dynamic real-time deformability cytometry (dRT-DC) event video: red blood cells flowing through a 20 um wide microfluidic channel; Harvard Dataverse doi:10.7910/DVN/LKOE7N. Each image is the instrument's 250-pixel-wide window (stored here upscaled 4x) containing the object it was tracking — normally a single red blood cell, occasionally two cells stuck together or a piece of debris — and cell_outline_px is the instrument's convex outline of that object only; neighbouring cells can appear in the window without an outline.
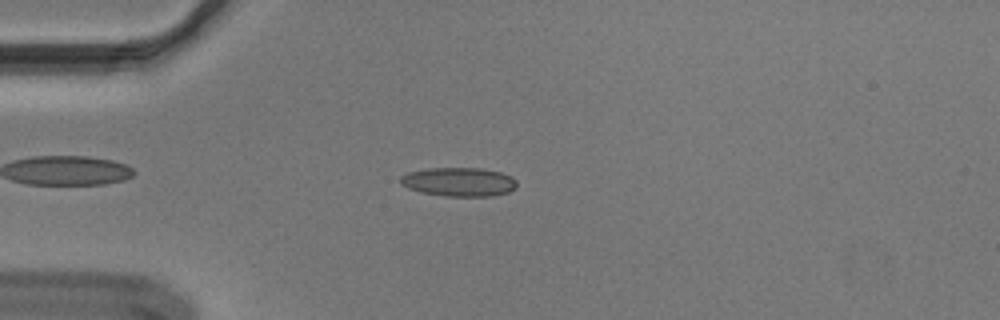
{"species": "Egyptian fruit bat (a non-hibernating species)", "species_latin": "Rousettus aegyptiacus", "temperature_condition": "cold", "stored_images_in_passage": 49, "segment_of_instrument_passage": [1, 2], "camera_frame_rate_fps": 3000, "um_per_image_px": 0.085, "animal": {"sex": "male"}, "frame": {"image": 1, "passage_image": 9, "time_ms": 2.667, "image_size_px": [1000, 320], "cell_outline_px": [[516, 188], [508, 192], [492, 196], [444, 196], [420, 192], [408, 188], [400, 184], [400, 176], [408, 172], [428, 168], [480, 168], [500, 172], [512, 176], [516, 180]], "centroid_in_image_um": [39.0, 15.46], "position_along_channel_um": 46.0, "area_um2": 19.71}}
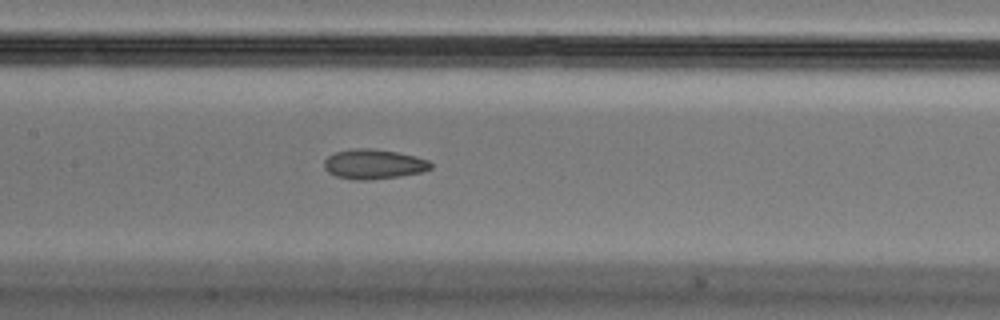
{"frame": {"image": 2, "passage_image": 21, "time_ms": 6.667, "image_size_px": [1000, 320], "cell_outline_px": [[432, 168], [420, 172], [400, 176], [368, 180], [356, 180], [336, 176], [328, 172], [324, 168], [324, 160], [328, 156], [336, 152], [352, 148], [372, 148], [396, 152], [416, 156], [428, 160], [432, 164]], "centroid_in_image_um": [31.75, 13.94], "position_along_channel_um": 175.7, "area_um2": 18.5}}
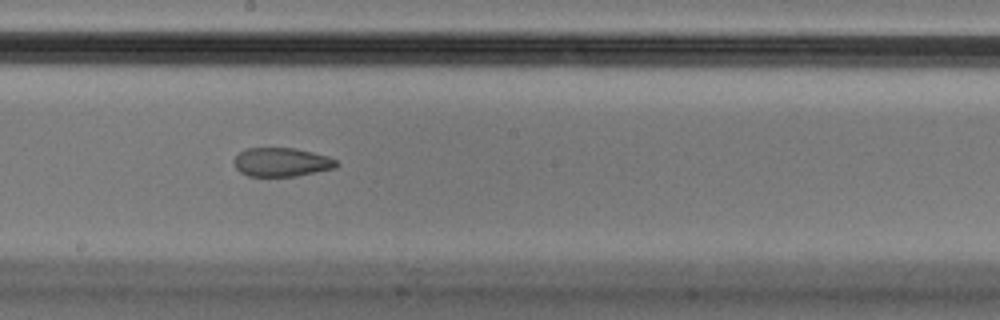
{"frame": {"image": 3, "passage_image": 25, "time_ms": 8.0, "image_size_px": [1000, 320], "cell_outline_px": [[340, 164], [336, 168], [296, 176], [248, 176], [240, 172], [236, 168], [232, 160], [244, 148], [296, 148], [328, 156], [336, 160]], "centroid_in_image_um": [23.93, 13.78], "position_along_channel_um": 224.3, "area_um2": 17.34}}